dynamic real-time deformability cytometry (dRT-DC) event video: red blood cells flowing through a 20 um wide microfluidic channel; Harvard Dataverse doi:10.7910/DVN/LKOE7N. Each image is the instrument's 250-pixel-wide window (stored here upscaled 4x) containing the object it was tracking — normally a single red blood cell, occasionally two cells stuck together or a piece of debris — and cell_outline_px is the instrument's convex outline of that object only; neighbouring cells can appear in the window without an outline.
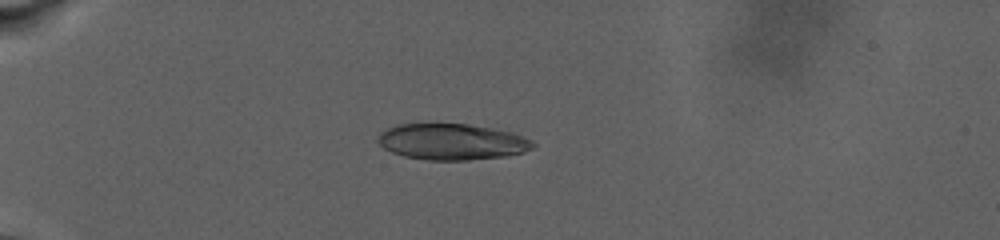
{"species": "human", "species_latin": "Homo sapiens", "temperature_condition": "warm", "stored_images_in_passage": 15, "camera_frame_rate_fps": 3000, "um_per_image_px": 0.085, "donor": {"sex": "male"}, "frame": {"image": 1, "passage_image": 11, "time_ms": 8.333, "image_size_px": [1000, 240], "cell_outline_px": [[536, 144], [532, 148], [524, 152], [508, 156], [468, 160], [428, 160], [404, 156], [392, 152], [384, 148], [376, 140], [380, 132], [396, 124], [468, 124], [492, 128], [512, 132], [532, 140]], "centroid_in_image_um": [38.42, 12.05], "position_along_channel_um": 46.6, "area_um2": 32.71}}
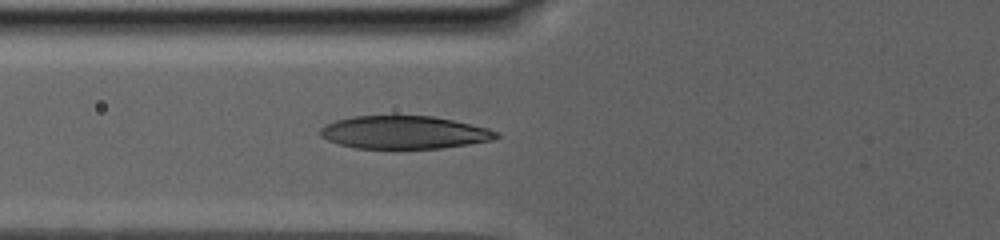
{"frame": {"image": 2, "passage_image": 15, "time_ms": 11.667, "image_size_px": [1000, 240], "cell_outline_px": [[500, 136], [492, 140], [468, 144], [440, 148], [356, 148], [340, 144], [328, 140], [320, 136], [320, 128], [324, 124], [336, 120], [352, 116], [432, 116], [452, 120], [488, 128], [500, 132]], "centroid_in_image_um": [34.35, 11.25], "position_along_channel_um": 91.5, "area_um2": 33.64}}